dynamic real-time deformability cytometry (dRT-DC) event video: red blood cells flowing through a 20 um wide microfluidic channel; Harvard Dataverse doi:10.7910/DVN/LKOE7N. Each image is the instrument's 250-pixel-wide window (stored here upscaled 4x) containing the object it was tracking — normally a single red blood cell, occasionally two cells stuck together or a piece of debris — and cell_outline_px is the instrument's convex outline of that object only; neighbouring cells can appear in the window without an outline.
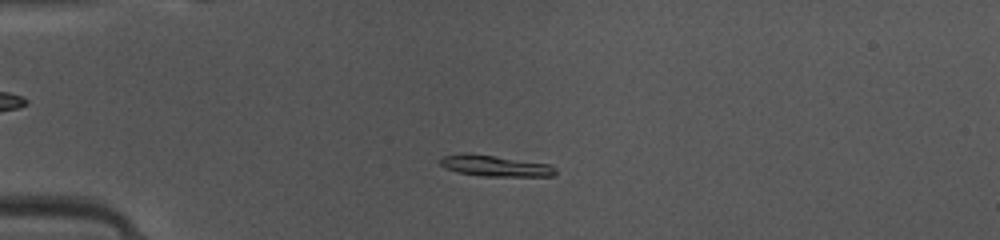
{"species": "common noctule bat (a hibernating species)", "species_latin": "Nyctalus noctula", "temperature_condition": "warm", "stored_images_in_passage": 48, "camera_frame_rate_fps": 3000, "um_per_image_px": 0.085, "animal": {"sex": "female", "body_mass_g": 10.0, "forearm_length_mm": 53.1}, "frame": {"image": 1, "passage_image": 12, "time_ms": 3.667, "image_size_px": [1000, 240], "cell_outline_px": [[556, 172], [552, 176], [484, 176], [456, 172], [444, 168], [436, 160], [444, 156], [464, 152], [468, 152], [552, 164], [556, 168]], "centroid_in_image_um": [42.04, 14.08], "position_along_channel_um": 43.0, "area_um2": 14.45}}
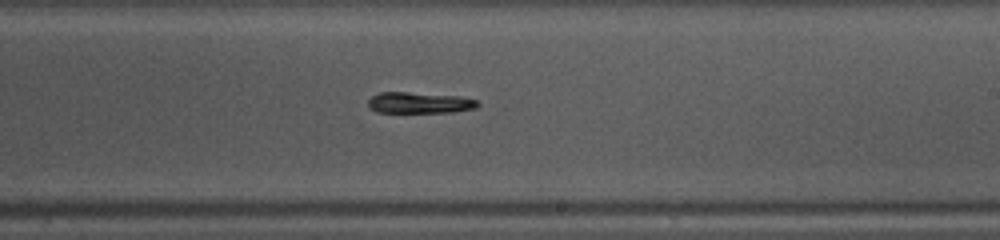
{"frame": {"image": 2, "passage_image": 29, "time_ms": 9.333, "image_size_px": [1000, 240], "cell_outline_px": [[480, 104], [476, 108], [452, 112], [376, 112], [368, 108], [368, 100], [372, 96], [380, 92], [408, 92], [460, 96], [476, 100]], "centroid_in_image_um": [35.64, 8.73], "position_along_channel_um": 253.4, "area_um2": 13.53}}
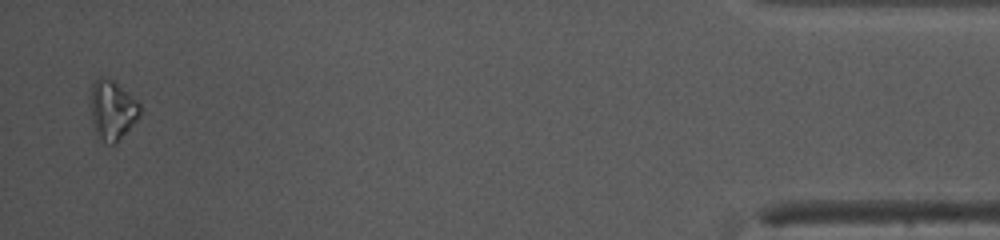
{"frame": {"image": 3, "passage_image": 47, "time_ms": 15.333, "image_size_px": [1000, 240], "cell_outline_px": [[140, 116], [116, 144], [112, 144], [104, 140], [96, 132], [92, 120], [92, 84], [100, 76], [104, 76], [112, 80], [136, 100], [140, 104]], "centroid_in_image_um": [9.57, 9.35], "position_along_channel_um": 425.6, "area_um2": 16.53}, "authors_computed_cell_mechanics": {"area_um2": 14.1321, "velocity_mm_per_s": 4.1373, "shape_relaxation_time_tau1_ms": 4.5639, "shape_relaxation_time_tau2_ms": null, "deformation_change_tau1": 0.1907, "deformation_change_tau2": null}}